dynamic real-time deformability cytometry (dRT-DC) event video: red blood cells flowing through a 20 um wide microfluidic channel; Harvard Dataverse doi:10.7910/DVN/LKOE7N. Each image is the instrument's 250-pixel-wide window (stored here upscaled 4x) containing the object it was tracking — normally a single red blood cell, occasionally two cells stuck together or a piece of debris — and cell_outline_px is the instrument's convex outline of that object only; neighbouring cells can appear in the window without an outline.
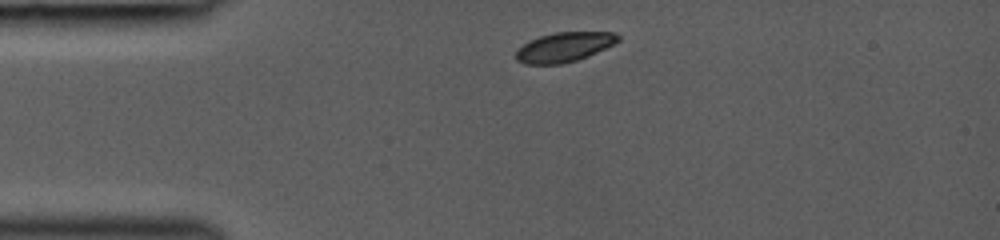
{"species": "common noctule bat (a hibernating species)", "species_latin": "Nyctalus noctula", "temperature_condition": "room temperature", "stored_images_in_passage": 53, "camera_frame_rate_fps": 3000, "um_per_image_px": 0.085, "animal": {"sex": "female", "body_mass_g": 19.0, "forearm_length_mm": 53.3}, "frame": {"image": 1, "passage_image": 1, "time_ms": 0.0, "image_size_px": [1000, 240], "cell_outline_px": [[620, 40], [588, 56], [576, 60], [560, 64], [524, 64], [516, 60], [516, 52], [528, 40], [540, 36], [556, 32], [616, 32], [620, 36]], "centroid_in_image_um": [47.95, 3.99], "position_along_channel_um": 37.1, "area_um2": 17.46}}
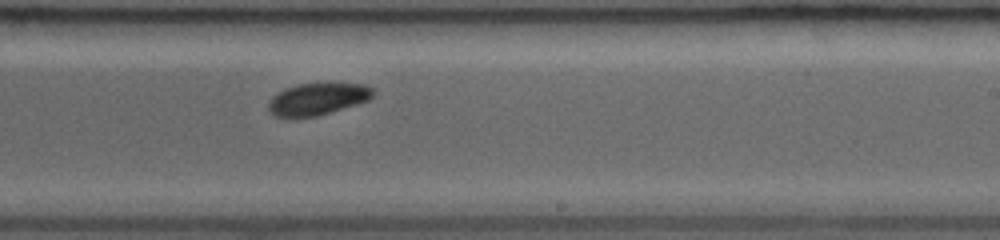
{"frame": {"image": 2, "passage_image": 26, "time_ms": 6.0, "image_size_px": [1000, 240], "cell_outline_px": [[376, 92], [368, 100], [356, 104], [316, 116], [296, 120], [276, 116], [268, 108], [268, 104], [272, 96], [296, 84], [328, 80], [364, 84], [372, 88]], "centroid_in_image_um": [27.01, 8.38], "position_along_channel_um": 262.0, "area_um2": 20.4}}
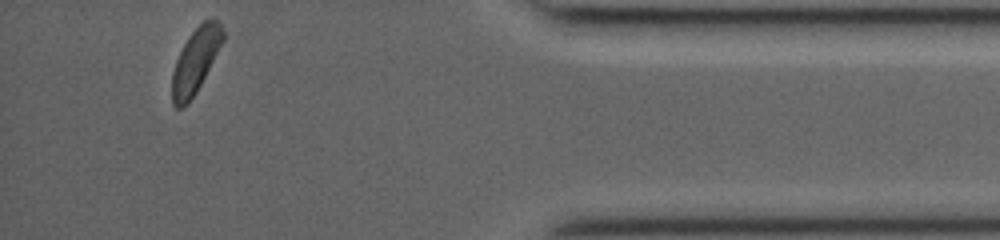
{"frame": {"image": 3, "passage_image": 52, "time_ms": 10.333, "image_size_px": [1000, 240], "cell_outline_px": [[224, 40], [196, 92], [188, 104], [180, 108], [176, 108], [172, 104], [172, 72], [176, 60], [188, 36], [204, 20], [216, 20], [220, 24], [224, 32]], "centroid_in_image_um": [16.6, 5.19], "position_along_channel_um": 418.6, "area_um2": 18.84}}